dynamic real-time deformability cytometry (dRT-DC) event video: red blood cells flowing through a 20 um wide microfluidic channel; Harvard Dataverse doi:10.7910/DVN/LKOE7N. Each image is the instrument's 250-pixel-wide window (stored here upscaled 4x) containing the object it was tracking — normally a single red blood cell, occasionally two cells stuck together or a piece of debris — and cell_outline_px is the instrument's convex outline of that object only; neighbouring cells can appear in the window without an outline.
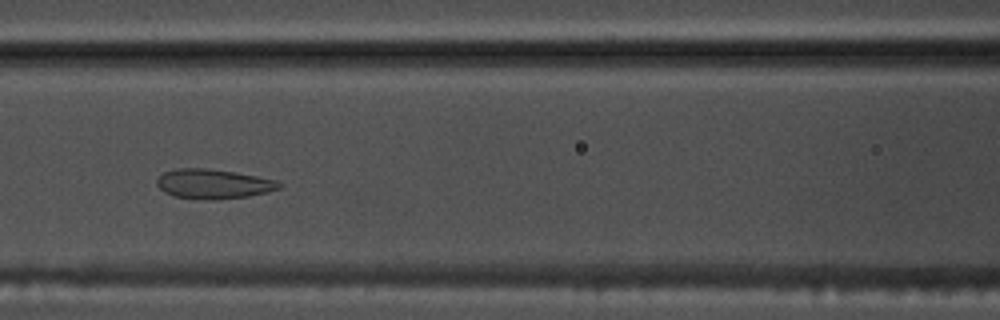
{"species": "common noctule bat (a hibernating species)", "species_latin": "Nyctalus noctula", "temperature_condition": "warm", "stored_images_in_passage": 40, "camera_frame_rate_fps": 3000, "um_per_image_px": 0.085, "animal": {"sex": "male", "body_mass_g": 17.5, "forearm_length_mm": 52.3}, "frame": {"image": 1, "passage_image": 10, "time_ms": 3.0, "image_size_px": [1000, 320], "cell_outline_px": [[284, 184], [280, 188], [268, 192], [248, 196], [212, 200], [204, 200], [176, 196], [164, 192], [156, 184], [156, 180], [164, 172], [176, 168], [208, 168], [256, 176], [276, 180]], "centroid_in_image_um": [18.14, 15.63], "position_along_channel_um": 148.5, "area_um2": 21.04}}
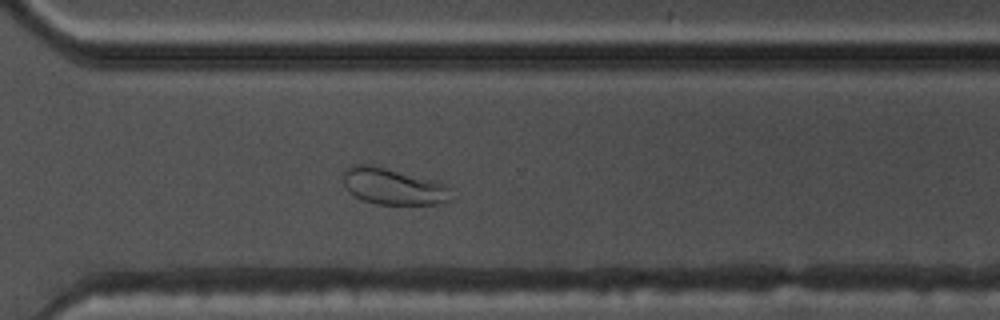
{"frame": {"image": 2, "passage_image": 25, "time_ms": 8.0, "image_size_px": [1000, 320], "cell_outline_px": [[456, 196], [444, 204], [376, 204], [364, 200], [356, 196], [344, 184], [344, 172], [352, 164], [368, 164], [448, 184], [452, 188]], "centroid_in_image_um": [33.54, 15.87], "position_along_channel_um": 337.1, "area_um2": 22.83}}
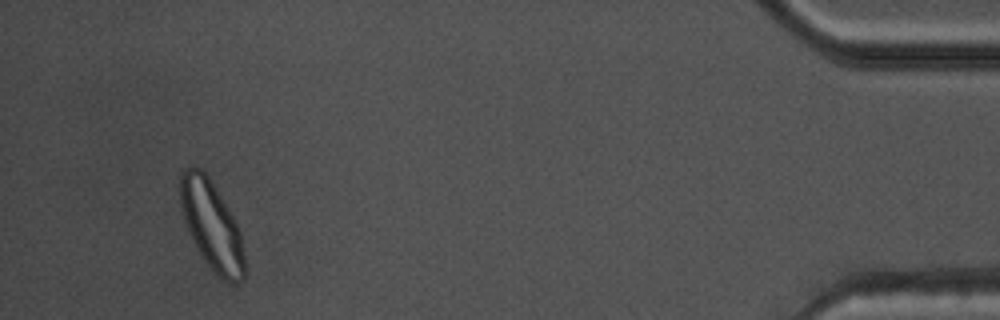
{"frame": {"image": 3, "passage_image": 37, "time_ms": 12.0, "image_size_px": [1000, 320], "cell_outline_px": [[248, 272], [244, 280], [236, 284], [232, 284], [224, 280], [212, 272], [204, 260], [192, 240], [184, 220], [180, 204], [180, 172], [184, 168], [204, 168], [228, 208], [240, 232], [248, 268]], "centroid_in_image_um": [18.03, 19.22], "position_along_channel_um": 417.2, "area_um2": 33.87}, "authors_computed_cell_mechanics": {"area_um2": 22.8599, "velocity_mm_per_s": 3.7844, "shape_relaxation_time_tau1_ms": null, "shape_relaxation_time_tau2_ms": 0.9935, "deformation_change_tau1": null, "deformation_change_tau2": 0.0694}}